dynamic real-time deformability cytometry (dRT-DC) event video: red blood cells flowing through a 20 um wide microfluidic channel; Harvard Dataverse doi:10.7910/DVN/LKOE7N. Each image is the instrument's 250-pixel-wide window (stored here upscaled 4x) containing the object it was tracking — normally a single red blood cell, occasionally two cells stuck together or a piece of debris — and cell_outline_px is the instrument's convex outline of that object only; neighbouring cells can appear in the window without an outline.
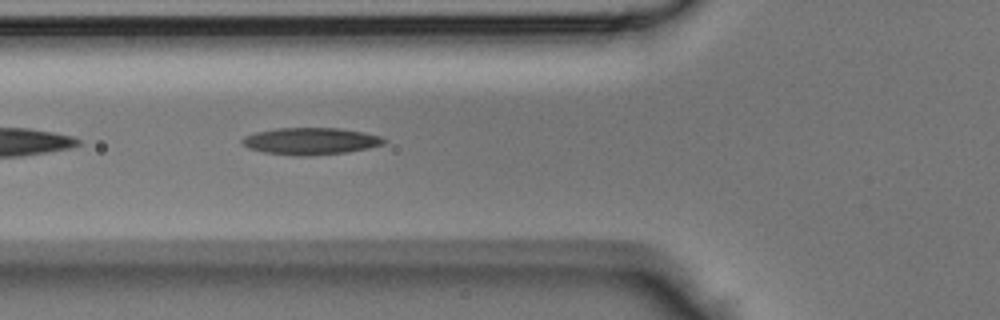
{"species": "Egyptian fruit bat (a non-hibernating species)", "species_latin": "Rousettus aegyptiacus", "temperature_condition": "room temperature", "stored_images_in_passage": 19, "camera_frame_rate_fps": 3000, "um_per_image_px": 0.085, "animal": {"sex": "male"}, "frame": {"image": 1, "passage_image": 4, "time_ms": 1.0, "image_size_px": [1000, 320], "cell_outline_px": [[388, 140], [384, 144], [368, 148], [348, 152], [308, 156], [296, 156], [264, 152], [248, 148], [240, 144], [240, 140], [244, 136], [256, 132], [276, 128], [340, 128], [364, 132], [380, 136]], "centroid_in_image_um": [26.39, 12.0], "position_along_channel_um": 99.4, "area_um2": 22.48}}
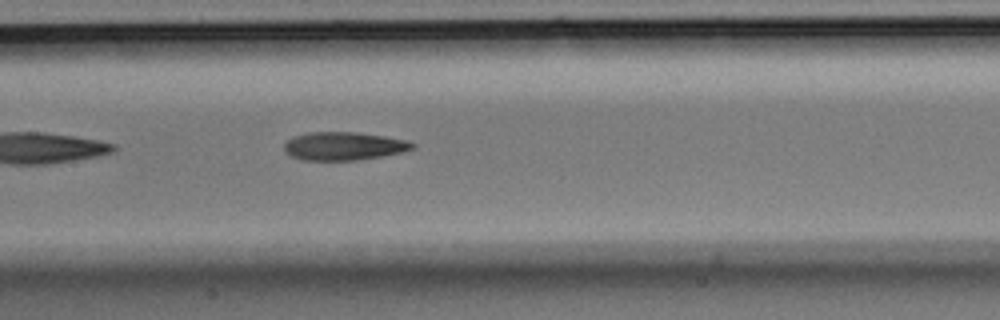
{"frame": {"image": 2, "passage_image": 9, "time_ms": 2.667, "image_size_px": [1000, 320], "cell_outline_px": [[416, 148], [400, 152], [380, 156], [356, 160], [304, 160], [292, 156], [284, 152], [284, 144], [292, 136], [308, 132], [356, 132], [384, 136], [408, 140], [416, 144]], "centroid_in_image_um": [29.21, 12.41], "position_along_channel_um": 178.2, "area_um2": 21.1}}